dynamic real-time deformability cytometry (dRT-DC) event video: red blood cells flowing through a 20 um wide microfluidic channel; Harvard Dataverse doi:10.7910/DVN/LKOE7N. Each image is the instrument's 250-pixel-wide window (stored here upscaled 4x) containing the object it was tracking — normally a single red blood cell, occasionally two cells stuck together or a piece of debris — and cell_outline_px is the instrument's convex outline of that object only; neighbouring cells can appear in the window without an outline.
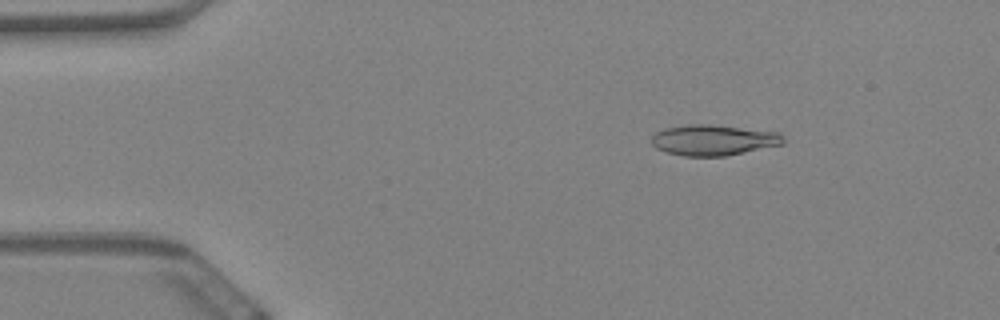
{"species": "Egyptian fruit bat (a non-hibernating species)", "species_latin": "Rousettus aegyptiacus", "temperature_condition": "warm", "stored_images_in_passage": 26, "camera_frame_rate_fps": 3000, "um_per_image_px": 0.085, "animal": {"sex": "female"}, "frame": {"image": 1, "passage_image": 9, "time_ms": 2.667, "image_size_px": [1000, 320], "cell_outline_px": [[784, 144], [724, 156], [684, 156], [664, 152], [656, 148], [652, 144], [652, 136], [656, 132], [664, 128], [688, 124], [708, 124], [780, 132], [784, 136]], "centroid_in_image_um": [60.63, 11.9], "position_along_channel_um": 24.4, "area_um2": 23.64}}
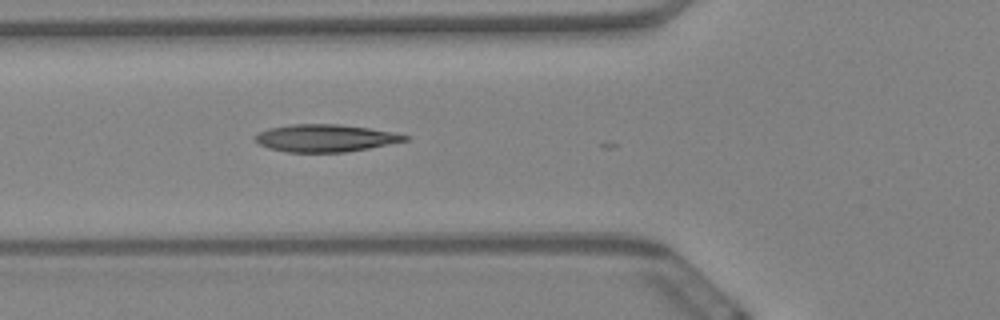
{"frame": {"image": 2, "passage_image": 22, "time_ms": 7.0, "image_size_px": [1000, 320], "cell_outline_px": [[408, 140], [368, 148], [344, 152], [284, 152], [268, 148], [252, 140], [252, 136], [268, 128], [292, 124], [340, 124], [368, 128], [392, 132], [408, 136]], "centroid_in_image_um": [27.57, 11.74], "position_along_channel_um": 98.2, "area_um2": 23.87}}
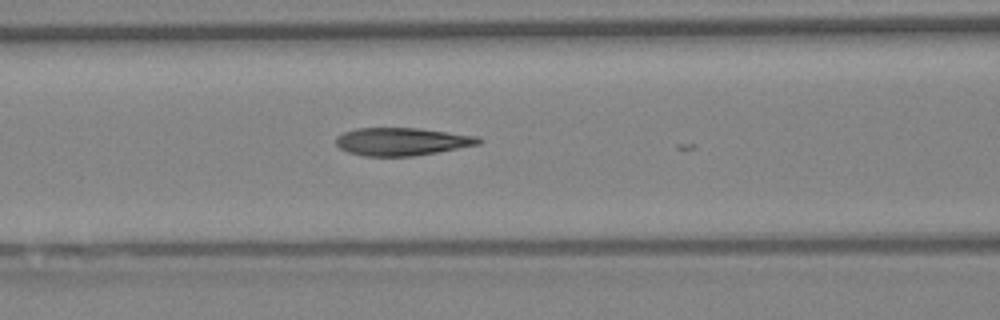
{"frame": {"image": 3, "passage_image": 25, "time_ms": 8.0, "image_size_px": [1000, 320], "cell_outline_px": [[480, 144], [436, 152], [412, 156], [364, 156], [348, 152], [340, 148], [336, 144], [336, 136], [344, 132], [356, 128], [420, 128], [480, 136]], "centroid_in_image_um": [34.15, 12.02], "position_along_channel_um": 132.5, "area_um2": 23.12}}